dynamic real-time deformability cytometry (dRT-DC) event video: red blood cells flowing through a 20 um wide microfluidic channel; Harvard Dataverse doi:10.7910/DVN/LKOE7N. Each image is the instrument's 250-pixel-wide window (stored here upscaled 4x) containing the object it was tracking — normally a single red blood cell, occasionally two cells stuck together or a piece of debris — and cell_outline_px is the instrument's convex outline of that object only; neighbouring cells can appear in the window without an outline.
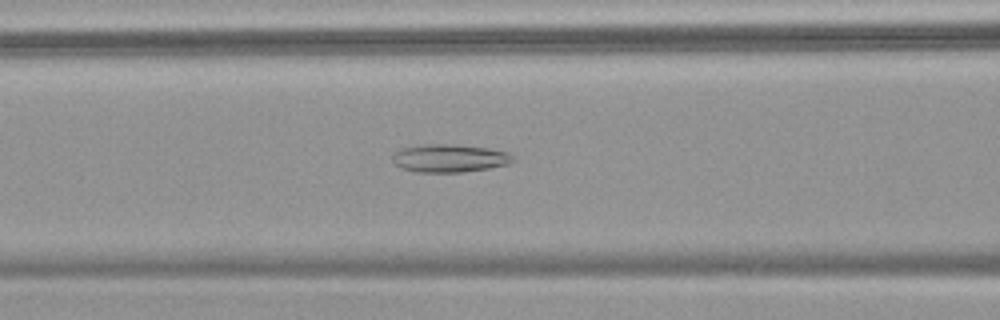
{"species": "common noctule bat (a hibernating species)", "species_latin": "Nyctalus noctula", "temperature_condition": "warm", "stored_images_in_passage": 57, "camera_frame_rate_fps": 3000, "um_per_image_px": 0.085, "animal": {"sex": "female", "body_mass_g": 18.4}, "frame": {"image": 1, "passage_image": 25, "time_ms": 8.0, "image_size_px": [1000, 320], "cell_outline_px": [[516, 160], [508, 164], [488, 168], [460, 172], [416, 172], [404, 168], [396, 164], [392, 160], [392, 156], [396, 152], [404, 148], [424, 144], [452, 144], [488, 148], [508, 152]], "centroid_in_image_um": [38.24, 13.44], "position_along_channel_um": 128.4, "area_um2": 19.42}}
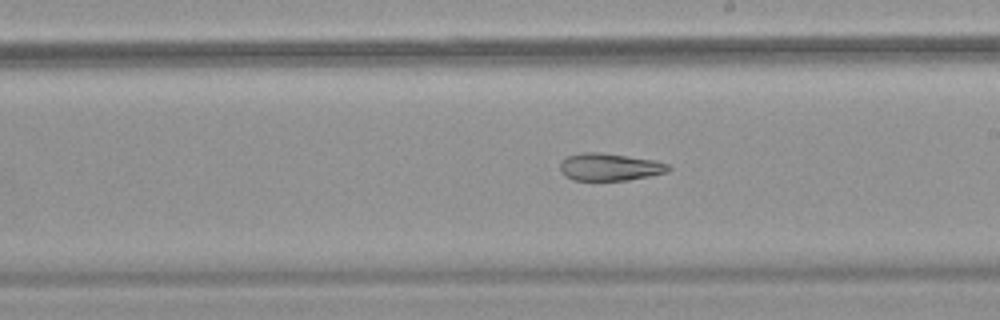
{"frame": {"image": 2, "passage_image": 34, "time_ms": 11.0, "image_size_px": [1000, 320], "cell_outline_px": [[672, 168], [668, 172], [628, 180], [572, 180], [564, 176], [560, 172], [560, 160], [568, 156], [580, 152], [600, 152], [652, 160], [668, 164]], "centroid_in_image_um": [51.77, 14.19], "position_along_channel_um": 237.2, "area_um2": 17.34}}
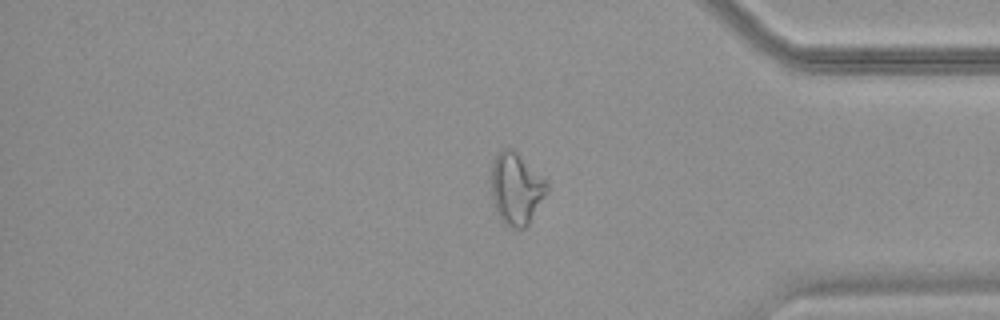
{"frame": {"image": 3, "passage_image": 48, "time_ms": 15.667, "image_size_px": [1000, 320], "cell_outline_px": [[548, 192], [528, 224], [524, 228], [512, 228], [504, 224], [500, 220], [496, 212], [492, 200], [492, 164], [496, 156], [504, 148], [512, 148], [548, 184]], "centroid_in_image_um": [43.86, 16.08], "position_along_channel_um": 391.3, "area_um2": 22.89}, "authors_computed_cell_mechanics": {"area_um2": 24.0448, "velocity_mm_per_s": 3.6418, "shape_relaxation_time_tau1_ms": null, "shape_relaxation_time_tau2_ms": 5.106, "deformation_change_tau1": null, "deformation_change_tau2": 0.1517}}